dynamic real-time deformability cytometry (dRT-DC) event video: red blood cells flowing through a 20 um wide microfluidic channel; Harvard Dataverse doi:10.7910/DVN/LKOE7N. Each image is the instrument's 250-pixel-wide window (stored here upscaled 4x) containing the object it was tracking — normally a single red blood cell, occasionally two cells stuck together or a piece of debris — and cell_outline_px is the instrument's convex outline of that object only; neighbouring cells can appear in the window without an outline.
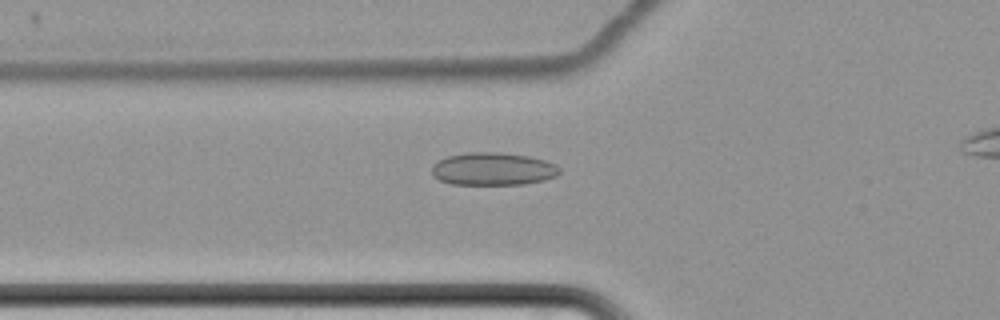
{"species": "common noctule bat (a hibernating species)", "species_latin": "Nyctalus noctula", "temperature_condition": "cold", "stored_images_in_passage": 47, "camera_frame_rate_fps": 3000, "um_per_image_px": 0.085, "animal": {"sex": "female", "body_mass_g": 22.7, "forearm_length_mm": 54.2}, "frame": {"image": 1, "passage_image": 14, "time_ms": 4.333, "image_size_px": [1000, 320], "cell_outline_px": [[560, 172], [556, 176], [544, 180], [524, 184], [452, 184], [440, 180], [432, 176], [432, 168], [440, 160], [448, 156], [468, 152], [496, 152], [528, 156], [544, 160], [556, 164], [560, 168]], "centroid_in_image_um": [41.93, 14.36], "position_along_channel_um": 83.9, "area_um2": 24.22}}
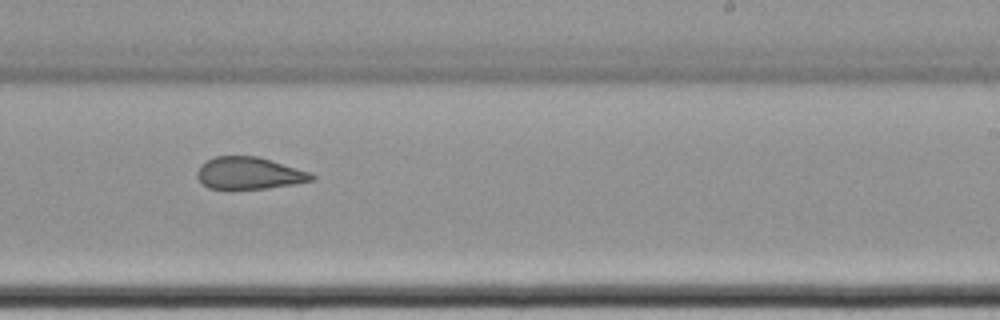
{"frame": {"image": 2, "passage_image": 30, "time_ms": 9.667, "image_size_px": [1000, 320], "cell_outline_px": [[316, 180], [296, 184], [268, 188], [208, 188], [196, 176], [196, 172], [200, 164], [216, 156], [256, 156], [312, 172], [316, 176]], "centroid_in_image_um": [21.22, 14.72], "position_along_channel_um": 267.8, "area_um2": 21.39}}
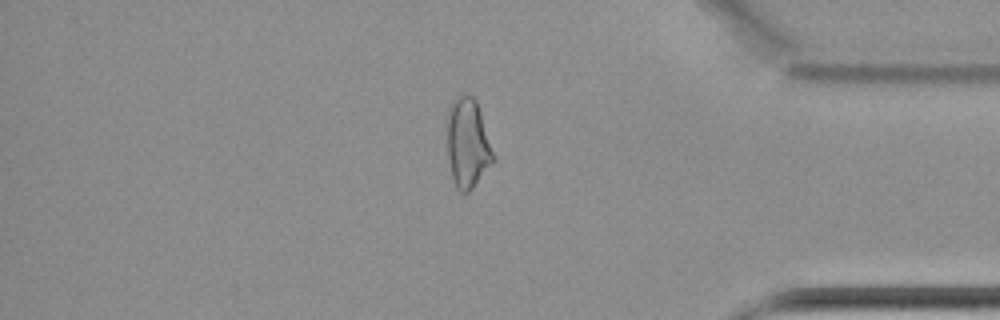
{"frame": {"image": 3, "passage_image": 43, "time_ms": 14.0, "image_size_px": [1000, 320], "cell_outline_px": [[496, 160], [472, 188], [468, 192], [460, 192], [456, 188], [452, 176], [448, 156], [448, 116], [452, 100], [456, 96], [472, 96], [476, 100]], "centroid_in_image_um": [39.77, 12.21], "position_along_channel_um": 395.4, "area_um2": 23.64}}